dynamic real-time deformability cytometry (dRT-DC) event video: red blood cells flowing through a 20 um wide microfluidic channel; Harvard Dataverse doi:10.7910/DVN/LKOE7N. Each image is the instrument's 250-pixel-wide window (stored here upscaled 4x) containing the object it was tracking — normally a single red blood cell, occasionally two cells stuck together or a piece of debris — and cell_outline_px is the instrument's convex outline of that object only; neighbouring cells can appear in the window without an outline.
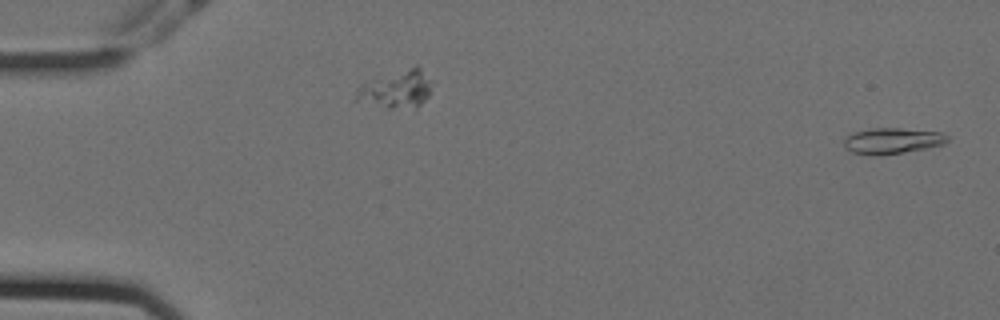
{"species": "Egyptian fruit bat (a non-hibernating species)", "species_latin": "Rousettus aegyptiacus", "temperature_condition": "cold", "stored_images_in_passage": 56, "camera_frame_rate_fps": 3000, "um_per_image_px": 0.085, "animal": {"sex": "female"}, "frame": {"image": 1, "passage_image": 1, "time_ms": 0.0, "image_size_px": [1000, 320], "cell_outline_px": [[948, 140], [944, 144], [904, 152], [876, 156], [852, 152], [844, 148], [844, 140], [852, 132], [868, 128], [900, 128], [940, 132], [948, 136]], "centroid_in_image_um": [75.8, 11.96], "position_along_channel_um": 9.2, "area_um2": 15.61}}
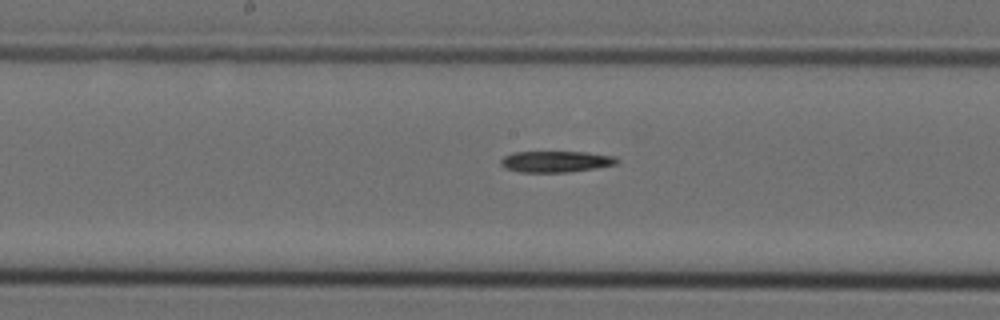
{"frame": {"image": 2, "passage_image": 29, "time_ms": 9.333, "image_size_px": [1000, 320], "cell_outline_px": [[620, 160], [616, 164], [568, 172], [520, 172], [504, 168], [500, 164], [500, 160], [504, 156], [512, 152], [588, 152], [616, 156]], "centroid_in_image_um": [47.23, 13.72], "position_along_channel_um": 201.0, "area_um2": 14.39}}
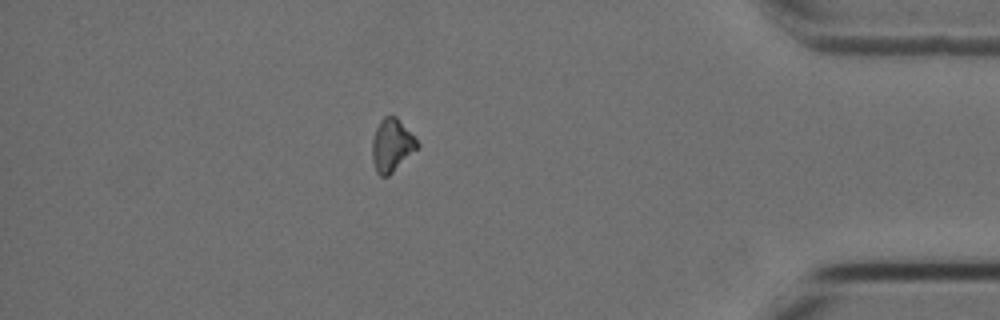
{"frame": {"image": 3, "passage_image": 49, "time_ms": 16.0, "image_size_px": [1000, 320], "cell_outline_px": [[420, 148], [388, 176], [380, 176], [376, 172], [372, 160], [372, 140], [376, 128], [380, 120], [384, 116], [396, 116], [420, 144]], "centroid_in_image_um": [33.31, 12.37], "position_along_channel_um": 401.9, "area_um2": 13.99}}